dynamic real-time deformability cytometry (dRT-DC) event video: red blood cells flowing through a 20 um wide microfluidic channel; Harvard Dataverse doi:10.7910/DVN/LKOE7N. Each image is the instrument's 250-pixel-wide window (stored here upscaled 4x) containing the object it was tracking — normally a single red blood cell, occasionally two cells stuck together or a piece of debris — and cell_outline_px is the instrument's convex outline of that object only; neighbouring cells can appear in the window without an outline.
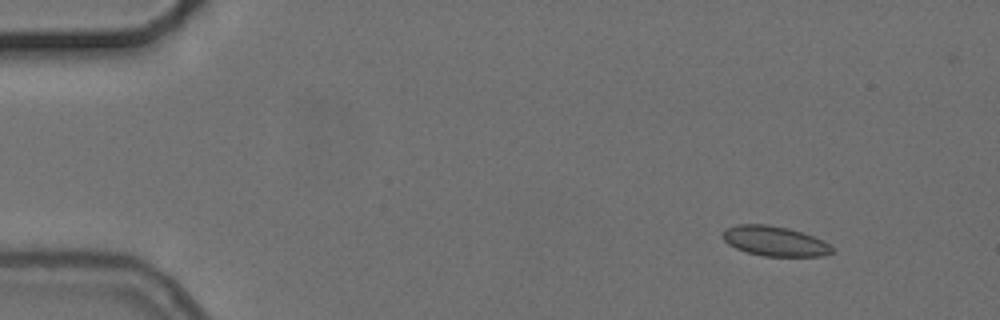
{"species": "common noctule bat (a hibernating species)", "species_latin": "Nyctalus noctula", "temperature_condition": "cold", "stored_images_in_passage": 5, "camera_frame_rate_fps": 3000, "um_per_image_px": 0.085, "animal": {"sex": "female", "body_mass_g": 24.6, "forearm_length_mm": 56.2}, "frame": {"image": 1, "passage_image": 1, "time_ms": 0.0, "image_size_px": [1000, 320], "cell_outline_px": [[836, 252], [824, 256], [764, 256], [748, 252], [736, 248], [728, 244], [724, 240], [724, 228], [736, 224], [768, 224], [788, 228], [824, 240], [832, 244]], "centroid_in_image_um": [65.91, 20.49], "position_along_channel_um": 19.1, "area_um2": 19.19}}
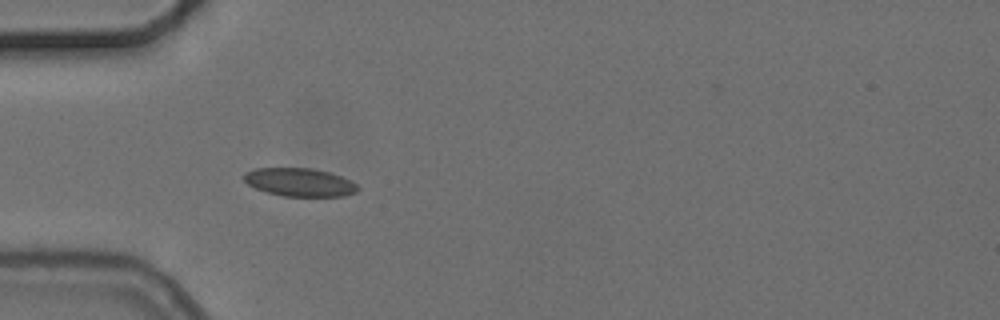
{"frame": {"image": 2, "passage_image": 4, "time_ms": 3.667, "image_size_px": [1000, 320], "cell_outline_px": [[360, 188], [356, 192], [344, 196], [284, 196], [268, 192], [256, 188], [248, 184], [244, 180], [244, 172], [256, 168], [312, 168], [328, 172], [340, 176], [356, 184]], "centroid_in_image_um": [25.46, 15.49], "position_along_channel_um": 59.5, "area_um2": 18.55}}
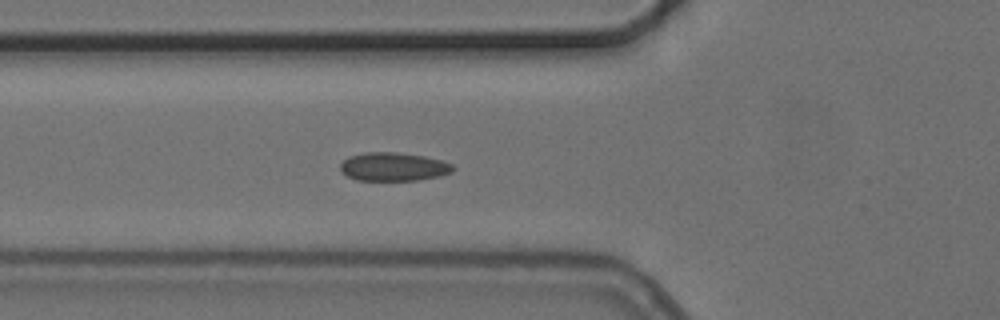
{"frame": {"image": 3, "passage_image": 5, "time_ms": 4.667, "image_size_px": [1000, 320], "cell_outline_px": [[456, 168], [452, 172], [440, 176], [416, 180], [356, 180], [340, 172], [340, 164], [348, 156], [364, 152], [396, 152], [424, 156], [440, 160], [452, 164]], "centroid_in_image_um": [33.43, 14.17], "position_along_channel_um": 92.4, "area_um2": 18.79}}